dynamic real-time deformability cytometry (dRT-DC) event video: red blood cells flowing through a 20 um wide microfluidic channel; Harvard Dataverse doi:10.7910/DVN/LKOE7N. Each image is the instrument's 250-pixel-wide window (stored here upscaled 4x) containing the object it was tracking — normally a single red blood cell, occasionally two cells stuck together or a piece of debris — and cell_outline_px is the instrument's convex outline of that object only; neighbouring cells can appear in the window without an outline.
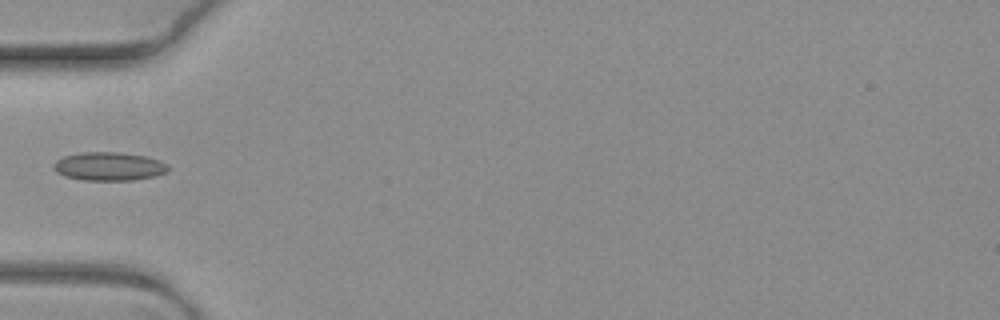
{"species": "common noctule bat (a hibernating species)", "species_latin": "Nyctalus noctula", "temperature_condition": "warm", "stored_images_in_passage": 11, "camera_frame_rate_fps": 3000, "um_per_image_px": 0.085, "animal": {"sex": "female", "body_mass_g": 19.3, "forearm_length_mm": 54.1}, "frame": {"image": 1, "passage_image": 7, "time_ms": 2.0, "image_size_px": [1000, 320], "cell_outline_px": [[168, 172], [156, 176], [132, 180], [84, 180], [64, 176], [56, 172], [52, 164], [56, 160], [64, 156], [80, 152], [120, 152], [144, 156], [168, 164]], "centroid_in_image_um": [9.24, 14.14], "position_along_channel_um": 75.8, "area_um2": 19.02}}
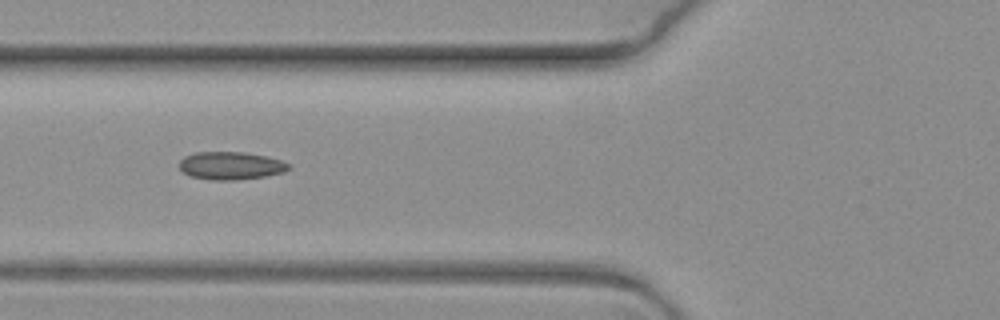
{"frame": {"image": 2, "passage_image": 8, "time_ms": 2.333, "image_size_px": [1000, 320], "cell_outline_px": [[292, 168], [284, 172], [264, 176], [236, 180], [212, 180], [188, 176], [180, 168], [180, 160], [184, 156], [196, 152], [244, 152], [264, 156], [280, 160], [288, 164]], "centroid_in_image_um": [19.59, 14.08], "position_along_channel_um": 106.2, "area_um2": 17.69}}
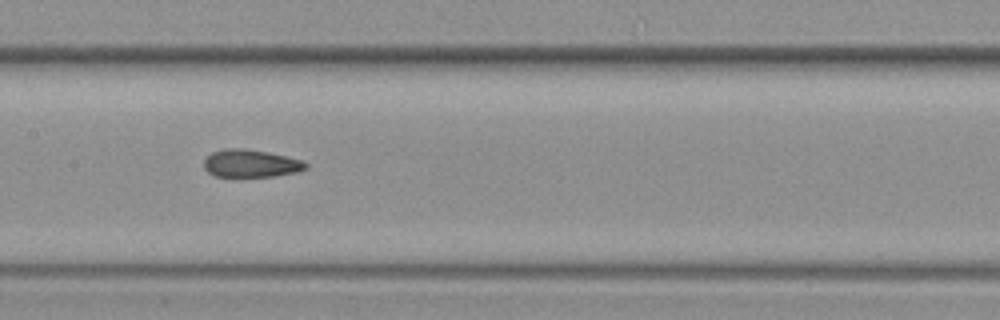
{"frame": {"image": 3, "passage_image": 10, "time_ms": 3.0, "image_size_px": [1000, 320], "cell_outline_px": [[308, 168], [300, 172], [276, 176], [236, 180], [216, 176], [208, 172], [204, 168], [204, 160], [212, 152], [224, 148], [244, 148], [268, 152], [300, 160], [308, 164]], "centroid_in_image_um": [21.29, 13.95], "position_along_channel_um": 186.1, "area_um2": 17.28}}